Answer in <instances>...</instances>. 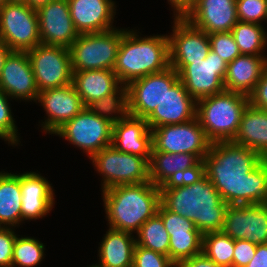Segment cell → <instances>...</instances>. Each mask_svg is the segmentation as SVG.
<instances>
[{"label": "cell", "mask_w": 267, "mask_h": 267, "mask_svg": "<svg viewBox=\"0 0 267 267\" xmlns=\"http://www.w3.org/2000/svg\"><path fill=\"white\" fill-rule=\"evenodd\" d=\"M221 232L234 240L267 243L266 204L228 205Z\"/></svg>", "instance_id": "obj_14"}, {"label": "cell", "mask_w": 267, "mask_h": 267, "mask_svg": "<svg viewBox=\"0 0 267 267\" xmlns=\"http://www.w3.org/2000/svg\"><path fill=\"white\" fill-rule=\"evenodd\" d=\"M72 84L85 107L113 93L121 85L116 73L106 69L75 71Z\"/></svg>", "instance_id": "obj_26"}, {"label": "cell", "mask_w": 267, "mask_h": 267, "mask_svg": "<svg viewBox=\"0 0 267 267\" xmlns=\"http://www.w3.org/2000/svg\"><path fill=\"white\" fill-rule=\"evenodd\" d=\"M238 21L262 25L267 21V0H236Z\"/></svg>", "instance_id": "obj_38"}, {"label": "cell", "mask_w": 267, "mask_h": 267, "mask_svg": "<svg viewBox=\"0 0 267 267\" xmlns=\"http://www.w3.org/2000/svg\"><path fill=\"white\" fill-rule=\"evenodd\" d=\"M262 165L267 169V150L260 155Z\"/></svg>", "instance_id": "obj_50"}, {"label": "cell", "mask_w": 267, "mask_h": 267, "mask_svg": "<svg viewBox=\"0 0 267 267\" xmlns=\"http://www.w3.org/2000/svg\"><path fill=\"white\" fill-rule=\"evenodd\" d=\"M206 176L204 160H199L194 166L174 173L160 189H173L176 187L189 186L199 182Z\"/></svg>", "instance_id": "obj_40"}, {"label": "cell", "mask_w": 267, "mask_h": 267, "mask_svg": "<svg viewBox=\"0 0 267 267\" xmlns=\"http://www.w3.org/2000/svg\"><path fill=\"white\" fill-rule=\"evenodd\" d=\"M170 7L173 9L172 17H183L190 9V0H167Z\"/></svg>", "instance_id": "obj_47"}, {"label": "cell", "mask_w": 267, "mask_h": 267, "mask_svg": "<svg viewBox=\"0 0 267 267\" xmlns=\"http://www.w3.org/2000/svg\"><path fill=\"white\" fill-rule=\"evenodd\" d=\"M137 29H128L122 37L113 71L119 82L131 81L170 67L168 35L141 37Z\"/></svg>", "instance_id": "obj_4"}, {"label": "cell", "mask_w": 267, "mask_h": 267, "mask_svg": "<svg viewBox=\"0 0 267 267\" xmlns=\"http://www.w3.org/2000/svg\"><path fill=\"white\" fill-rule=\"evenodd\" d=\"M161 203L192 221L202 233L220 232L228 204L205 176L193 185L160 189Z\"/></svg>", "instance_id": "obj_2"}, {"label": "cell", "mask_w": 267, "mask_h": 267, "mask_svg": "<svg viewBox=\"0 0 267 267\" xmlns=\"http://www.w3.org/2000/svg\"><path fill=\"white\" fill-rule=\"evenodd\" d=\"M176 267H220L203 252L181 261Z\"/></svg>", "instance_id": "obj_45"}, {"label": "cell", "mask_w": 267, "mask_h": 267, "mask_svg": "<svg viewBox=\"0 0 267 267\" xmlns=\"http://www.w3.org/2000/svg\"><path fill=\"white\" fill-rule=\"evenodd\" d=\"M17 235L11 267H35L45 258V245L34 237Z\"/></svg>", "instance_id": "obj_34"}, {"label": "cell", "mask_w": 267, "mask_h": 267, "mask_svg": "<svg viewBox=\"0 0 267 267\" xmlns=\"http://www.w3.org/2000/svg\"><path fill=\"white\" fill-rule=\"evenodd\" d=\"M202 252L220 267H233L234 239L221 231L203 234Z\"/></svg>", "instance_id": "obj_33"}, {"label": "cell", "mask_w": 267, "mask_h": 267, "mask_svg": "<svg viewBox=\"0 0 267 267\" xmlns=\"http://www.w3.org/2000/svg\"><path fill=\"white\" fill-rule=\"evenodd\" d=\"M245 267H267V243L257 245L255 255Z\"/></svg>", "instance_id": "obj_46"}, {"label": "cell", "mask_w": 267, "mask_h": 267, "mask_svg": "<svg viewBox=\"0 0 267 267\" xmlns=\"http://www.w3.org/2000/svg\"><path fill=\"white\" fill-rule=\"evenodd\" d=\"M132 267H176L169 256L135 245Z\"/></svg>", "instance_id": "obj_41"}, {"label": "cell", "mask_w": 267, "mask_h": 267, "mask_svg": "<svg viewBox=\"0 0 267 267\" xmlns=\"http://www.w3.org/2000/svg\"><path fill=\"white\" fill-rule=\"evenodd\" d=\"M9 3H24L26 4L27 0H7Z\"/></svg>", "instance_id": "obj_51"}, {"label": "cell", "mask_w": 267, "mask_h": 267, "mask_svg": "<svg viewBox=\"0 0 267 267\" xmlns=\"http://www.w3.org/2000/svg\"><path fill=\"white\" fill-rule=\"evenodd\" d=\"M126 28L83 33L69 47L72 71L113 70Z\"/></svg>", "instance_id": "obj_6"}, {"label": "cell", "mask_w": 267, "mask_h": 267, "mask_svg": "<svg viewBox=\"0 0 267 267\" xmlns=\"http://www.w3.org/2000/svg\"><path fill=\"white\" fill-rule=\"evenodd\" d=\"M7 3V0H0V7Z\"/></svg>", "instance_id": "obj_52"}, {"label": "cell", "mask_w": 267, "mask_h": 267, "mask_svg": "<svg viewBox=\"0 0 267 267\" xmlns=\"http://www.w3.org/2000/svg\"><path fill=\"white\" fill-rule=\"evenodd\" d=\"M98 247L100 267H132L135 235L129 232L108 228Z\"/></svg>", "instance_id": "obj_25"}, {"label": "cell", "mask_w": 267, "mask_h": 267, "mask_svg": "<svg viewBox=\"0 0 267 267\" xmlns=\"http://www.w3.org/2000/svg\"><path fill=\"white\" fill-rule=\"evenodd\" d=\"M249 103L256 108L267 111V68L249 95Z\"/></svg>", "instance_id": "obj_44"}, {"label": "cell", "mask_w": 267, "mask_h": 267, "mask_svg": "<svg viewBox=\"0 0 267 267\" xmlns=\"http://www.w3.org/2000/svg\"><path fill=\"white\" fill-rule=\"evenodd\" d=\"M210 50L218 54L227 63L241 55L231 31L209 34Z\"/></svg>", "instance_id": "obj_37"}, {"label": "cell", "mask_w": 267, "mask_h": 267, "mask_svg": "<svg viewBox=\"0 0 267 267\" xmlns=\"http://www.w3.org/2000/svg\"><path fill=\"white\" fill-rule=\"evenodd\" d=\"M39 92L72 83L69 48L39 44L27 51Z\"/></svg>", "instance_id": "obj_10"}, {"label": "cell", "mask_w": 267, "mask_h": 267, "mask_svg": "<svg viewBox=\"0 0 267 267\" xmlns=\"http://www.w3.org/2000/svg\"><path fill=\"white\" fill-rule=\"evenodd\" d=\"M228 63L209 51L204 60L188 65H170L179 75L188 93L197 101L225 90L224 77Z\"/></svg>", "instance_id": "obj_12"}, {"label": "cell", "mask_w": 267, "mask_h": 267, "mask_svg": "<svg viewBox=\"0 0 267 267\" xmlns=\"http://www.w3.org/2000/svg\"><path fill=\"white\" fill-rule=\"evenodd\" d=\"M19 180L22 191V223L46 217L55 204L52 183L37 171L19 173Z\"/></svg>", "instance_id": "obj_20"}, {"label": "cell", "mask_w": 267, "mask_h": 267, "mask_svg": "<svg viewBox=\"0 0 267 267\" xmlns=\"http://www.w3.org/2000/svg\"><path fill=\"white\" fill-rule=\"evenodd\" d=\"M87 108L113 124L127 118L130 115L127 86L121 84L113 93L93 101Z\"/></svg>", "instance_id": "obj_30"}, {"label": "cell", "mask_w": 267, "mask_h": 267, "mask_svg": "<svg viewBox=\"0 0 267 267\" xmlns=\"http://www.w3.org/2000/svg\"><path fill=\"white\" fill-rule=\"evenodd\" d=\"M178 80V73L170 66L161 72L131 81L127 85L130 115L146 119Z\"/></svg>", "instance_id": "obj_13"}, {"label": "cell", "mask_w": 267, "mask_h": 267, "mask_svg": "<svg viewBox=\"0 0 267 267\" xmlns=\"http://www.w3.org/2000/svg\"><path fill=\"white\" fill-rule=\"evenodd\" d=\"M257 245L247 240H234L233 267H245L255 255Z\"/></svg>", "instance_id": "obj_43"}, {"label": "cell", "mask_w": 267, "mask_h": 267, "mask_svg": "<svg viewBox=\"0 0 267 267\" xmlns=\"http://www.w3.org/2000/svg\"><path fill=\"white\" fill-rule=\"evenodd\" d=\"M151 131L155 151L191 153L203 160L211 145L197 117L182 124L164 125Z\"/></svg>", "instance_id": "obj_11"}, {"label": "cell", "mask_w": 267, "mask_h": 267, "mask_svg": "<svg viewBox=\"0 0 267 267\" xmlns=\"http://www.w3.org/2000/svg\"><path fill=\"white\" fill-rule=\"evenodd\" d=\"M157 213L161 216L163 224L169 235L187 234V232H200L195 224L179 214L169 211L160 203Z\"/></svg>", "instance_id": "obj_39"}, {"label": "cell", "mask_w": 267, "mask_h": 267, "mask_svg": "<svg viewBox=\"0 0 267 267\" xmlns=\"http://www.w3.org/2000/svg\"><path fill=\"white\" fill-rule=\"evenodd\" d=\"M135 239L137 245L169 256V233L158 213L140 227Z\"/></svg>", "instance_id": "obj_32"}, {"label": "cell", "mask_w": 267, "mask_h": 267, "mask_svg": "<svg viewBox=\"0 0 267 267\" xmlns=\"http://www.w3.org/2000/svg\"><path fill=\"white\" fill-rule=\"evenodd\" d=\"M15 228L0 227V267H11L13 248L16 241Z\"/></svg>", "instance_id": "obj_42"}, {"label": "cell", "mask_w": 267, "mask_h": 267, "mask_svg": "<svg viewBox=\"0 0 267 267\" xmlns=\"http://www.w3.org/2000/svg\"><path fill=\"white\" fill-rule=\"evenodd\" d=\"M203 160L206 177L228 205L266 203L267 169L257 152L232 141L215 142Z\"/></svg>", "instance_id": "obj_1"}, {"label": "cell", "mask_w": 267, "mask_h": 267, "mask_svg": "<svg viewBox=\"0 0 267 267\" xmlns=\"http://www.w3.org/2000/svg\"><path fill=\"white\" fill-rule=\"evenodd\" d=\"M112 125L109 120L101 118L85 107L53 134L66 139L91 159L103 148L111 146Z\"/></svg>", "instance_id": "obj_8"}, {"label": "cell", "mask_w": 267, "mask_h": 267, "mask_svg": "<svg viewBox=\"0 0 267 267\" xmlns=\"http://www.w3.org/2000/svg\"><path fill=\"white\" fill-rule=\"evenodd\" d=\"M266 68L267 55H239L227 65L225 90L249 96Z\"/></svg>", "instance_id": "obj_24"}, {"label": "cell", "mask_w": 267, "mask_h": 267, "mask_svg": "<svg viewBox=\"0 0 267 267\" xmlns=\"http://www.w3.org/2000/svg\"><path fill=\"white\" fill-rule=\"evenodd\" d=\"M0 38L12 51H28L41 44L37 10L24 3L1 6Z\"/></svg>", "instance_id": "obj_9"}, {"label": "cell", "mask_w": 267, "mask_h": 267, "mask_svg": "<svg viewBox=\"0 0 267 267\" xmlns=\"http://www.w3.org/2000/svg\"><path fill=\"white\" fill-rule=\"evenodd\" d=\"M249 96L224 90L197 100L196 117L211 143L233 141Z\"/></svg>", "instance_id": "obj_5"}, {"label": "cell", "mask_w": 267, "mask_h": 267, "mask_svg": "<svg viewBox=\"0 0 267 267\" xmlns=\"http://www.w3.org/2000/svg\"><path fill=\"white\" fill-rule=\"evenodd\" d=\"M197 101L178 80L168 89L156 109L146 118L150 129L182 124L196 118Z\"/></svg>", "instance_id": "obj_21"}, {"label": "cell", "mask_w": 267, "mask_h": 267, "mask_svg": "<svg viewBox=\"0 0 267 267\" xmlns=\"http://www.w3.org/2000/svg\"><path fill=\"white\" fill-rule=\"evenodd\" d=\"M203 234L169 235V258L177 266L181 261L202 253Z\"/></svg>", "instance_id": "obj_35"}, {"label": "cell", "mask_w": 267, "mask_h": 267, "mask_svg": "<svg viewBox=\"0 0 267 267\" xmlns=\"http://www.w3.org/2000/svg\"><path fill=\"white\" fill-rule=\"evenodd\" d=\"M10 99L11 98L0 88V139L14 147L18 146L21 141L13 116L14 114H12L13 112L10 107Z\"/></svg>", "instance_id": "obj_36"}, {"label": "cell", "mask_w": 267, "mask_h": 267, "mask_svg": "<svg viewBox=\"0 0 267 267\" xmlns=\"http://www.w3.org/2000/svg\"><path fill=\"white\" fill-rule=\"evenodd\" d=\"M37 14L41 44L69 48L80 35L72 22L68 0H52Z\"/></svg>", "instance_id": "obj_17"}, {"label": "cell", "mask_w": 267, "mask_h": 267, "mask_svg": "<svg viewBox=\"0 0 267 267\" xmlns=\"http://www.w3.org/2000/svg\"><path fill=\"white\" fill-rule=\"evenodd\" d=\"M231 32L241 54L265 55L267 32L264 25L238 21Z\"/></svg>", "instance_id": "obj_31"}, {"label": "cell", "mask_w": 267, "mask_h": 267, "mask_svg": "<svg viewBox=\"0 0 267 267\" xmlns=\"http://www.w3.org/2000/svg\"><path fill=\"white\" fill-rule=\"evenodd\" d=\"M50 1H52V0H27L26 4L30 8H32L34 10H38L42 6H45L46 4H48Z\"/></svg>", "instance_id": "obj_49"}, {"label": "cell", "mask_w": 267, "mask_h": 267, "mask_svg": "<svg viewBox=\"0 0 267 267\" xmlns=\"http://www.w3.org/2000/svg\"><path fill=\"white\" fill-rule=\"evenodd\" d=\"M0 88L11 100L37 101L39 90L27 51H12L8 55L0 75Z\"/></svg>", "instance_id": "obj_18"}, {"label": "cell", "mask_w": 267, "mask_h": 267, "mask_svg": "<svg viewBox=\"0 0 267 267\" xmlns=\"http://www.w3.org/2000/svg\"><path fill=\"white\" fill-rule=\"evenodd\" d=\"M193 1H194V0H190V8H191V6H192V4H193Z\"/></svg>", "instance_id": "obj_54"}, {"label": "cell", "mask_w": 267, "mask_h": 267, "mask_svg": "<svg viewBox=\"0 0 267 267\" xmlns=\"http://www.w3.org/2000/svg\"><path fill=\"white\" fill-rule=\"evenodd\" d=\"M37 103L43 107L47 117L39 122L41 130L50 135L85 108L72 83L40 91Z\"/></svg>", "instance_id": "obj_16"}, {"label": "cell", "mask_w": 267, "mask_h": 267, "mask_svg": "<svg viewBox=\"0 0 267 267\" xmlns=\"http://www.w3.org/2000/svg\"><path fill=\"white\" fill-rule=\"evenodd\" d=\"M101 179V191L119 185L149 182V160L123 153L112 145L97 152L91 159Z\"/></svg>", "instance_id": "obj_7"}, {"label": "cell", "mask_w": 267, "mask_h": 267, "mask_svg": "<svg viewBox=\"0 0 267 267\" xmlns=\"http://www.w3.org/2000/svg\"><path fill=\"white\" fill-rule=\"evenodd\" d=\"M199 159L191 153L173 154L155 151L152 148L149 160V179L155 186L161 187L174 173L194 166Z\"/></svg>", "instance_id": "obj_29"}, {"label": "cell", "mask_w": 267, "mask_h": 267, "mask_svg": "<svg viewBox=\"0 0 267 267\" xmlns=\"http://www.w3.org/2000/svg\"><path fill=\"white\" fill-rule=\"evenodd\" d=\"M87 267H100V266H98L97 264H93V265H89Z\"/></svg>", "instance_id": "obj_53"}, {"label": "cell", "mask_w": 267, "mask_h": 267, "mask_svg": "<svg viewBox=\"0 0 267 267\" xmlns=\"http://www.w3.org/2000/svg\"><path fill=\"white\" fill-rule=\"evenodd\" d=\"M12 50L5 44V42L0 38V75L2 68L4 66L5 60Z\"/></svg>", "instance_id": "obj_48"}, {"label": "cell", "mask_w": 267, "mask_h": 267, "mask_svg": "<svg viewBox=\"0 0 267 267\" xmlns=\"http://www.w3.org/2000/svg\"><path fill=\"white\" fill-rule=\"evenodd\" d=\"M183 17L208 35L229 32L238 22L236 0H194Z\"/></svg>", "instance_id": "obj_19"}, {"label": "cell", "mask_w": 267, "mask_h": 267, "mask_svg": "<svg viewBox=\"0 0 267 267\" xmlns=\"http://www.w3.org/2000/svg\"><path fill=\"white\" fill-rule=\"evenodd\" d=\"M116 150L141 158H150L152 131L145 118L129 115L112 125V144Z\"/></svg>", "instance_id": "obj_23"}, {"label": "cell", "mask_w": 267, "mask_h": 267, "mask_svg": "<svg viewBox=\"0 0 267 267\" xmlns=\"http://www.w3.org/2000/svg\"><path fill=\"white\" fill-rule=\"evenodd\" d=\"M233 143L245 146L259 155L267 150V111L250 103L242 114Z\"/></svg>", "instance_id": "obj_27"}, {"label": "cell", "mask_w": 267, "mask_h": 267, "mask_svg": "<svg viewBox=\"0 0 267 267\" xmlns=\"http://www.w3.org/2000/svg\"><path fill=\"white\" fill-rule=\"evenodd\" d=\"M21 202L19 173L0 171V227H20Z\"/></svg>", "instance_id": "obj_28"}, {"label": "cell", "mask_w": 267, "mask_h": 267, "mask_svg": "<svg viewBox=\"0 0 267 267\" xmlns=\"http://www.w3.org/2000/svg\"><path fill=\"white\" fill-rule=\"evenodd\" d=\"M169 38L170 65H188L204 60L210 51L209 35L184 17L173 18Z\"/></svg>", "instance_id": "obj_15"}, {"label": "cell", "mask_w": 267, "mask_h": 267, "mask_svg": "<svg viewBox=\"0 0 267 267\" xmlns=\"http://www.w3.org/2000/svg\"><path fill=\"white\" fill-rule=\"evenodd\" d=\"M70 16L79 34L113 28L117 4L114 0H68Z\"/></svg>", "instance_id": "obj_22"}, {"label": "cell", "mask_w": 267, "mask_h": 267, "mask_svg": "<svg viewBox=\"0 0 267 267\" xmlns=\"http://www.w3.org/2000/svg\"><path fill=\"white\" fill-rule=\"evenodd\" d=\"M108 227L136 234L161 203L160 187L150 181L119 185L102 191Z\"/></svg>", "instance_id": "obj_3"}]
</instances>
